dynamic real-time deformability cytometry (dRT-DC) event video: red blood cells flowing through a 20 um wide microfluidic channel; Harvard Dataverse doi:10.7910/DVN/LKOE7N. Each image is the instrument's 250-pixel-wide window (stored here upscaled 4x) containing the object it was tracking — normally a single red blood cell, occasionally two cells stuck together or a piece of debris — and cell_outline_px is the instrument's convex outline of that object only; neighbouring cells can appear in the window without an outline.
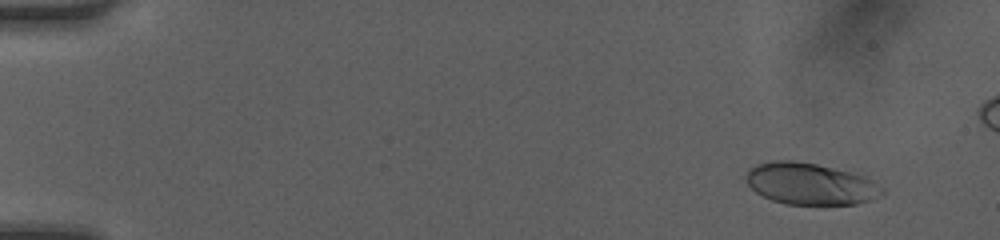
{"species": "human", "species_latin": "Homo sapiens", "temperature_condition": "room temperature", "stored_images_in_passage": 48, "camera_frame_rate_fps": 3000, "um_per_image_px": 0.085, "donor": {"sex": "female"}, "frame": {"image": 1, "passage_image": 4, "time_ms": 1.0, "image_size_px": [1000, 240], "cell_outline_px": [[884, 192], [880, 196], [856, 204], [784, 204], [772, 200], [756, 192], [744, 180], [744, 176], [756, 164], [772, 160], [792, 160], [816, 164], [864, 176], [884, 188]], "centroid_in_image_um": [68.84, 15.62], "position_along_channel_um": 16.2, "area_um2": 32.77}}
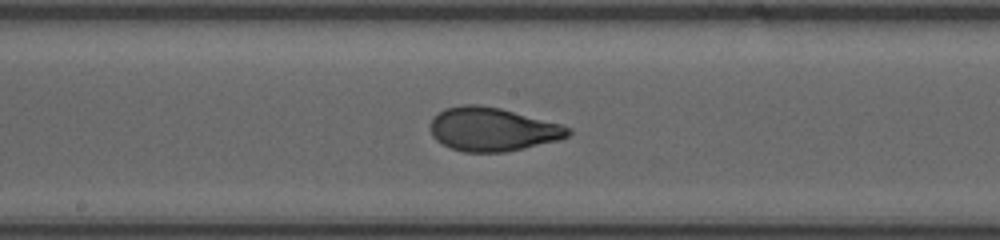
{"frame": {"image": 2, "passage_image": 27, "time_ms": 8.667, "image_size_px": [1000, 240], "cell_outline_px": [[572, 132], [568, 136], [560, 140], [524, 148], [504, 152], [464, 152], [452, 148], [436, 140], [432, 136], [428, 124], [432, 116], [444, 108], [464, 104], [480, 104], [500, 108], [560, 124], [572, 128]], "centroid_in_image_um": [41.83, 10.98], "position_along_channel_um": 206.4, "area_um2": 35.26}}
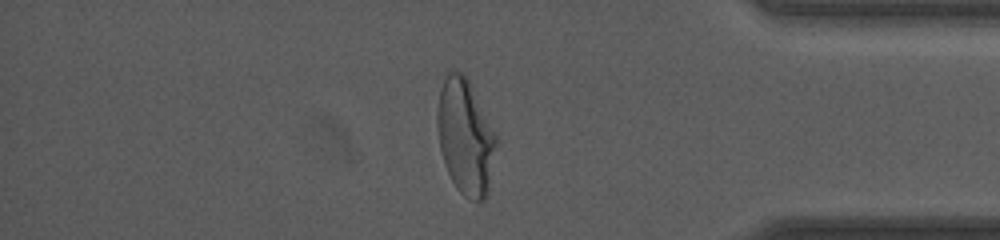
{"frame": {"image": 3, "passage_image": 42, "time_ms": 13.667, "image_size_px": [1000, 240], "cell_outline_px": [[496, 144], [488, 192], [484, 200], [472, 200], [464, 196], [456, 188], [444, 164], [440, 148], [436, 124], [436, 116], [440, 88], [448, 72], [460, 72], [468, 80], [496, 132]], "centroid_in_image_um": [39.54, 11.65], "position_along_channel_um": 395.7, "area_um2": 39.3}}